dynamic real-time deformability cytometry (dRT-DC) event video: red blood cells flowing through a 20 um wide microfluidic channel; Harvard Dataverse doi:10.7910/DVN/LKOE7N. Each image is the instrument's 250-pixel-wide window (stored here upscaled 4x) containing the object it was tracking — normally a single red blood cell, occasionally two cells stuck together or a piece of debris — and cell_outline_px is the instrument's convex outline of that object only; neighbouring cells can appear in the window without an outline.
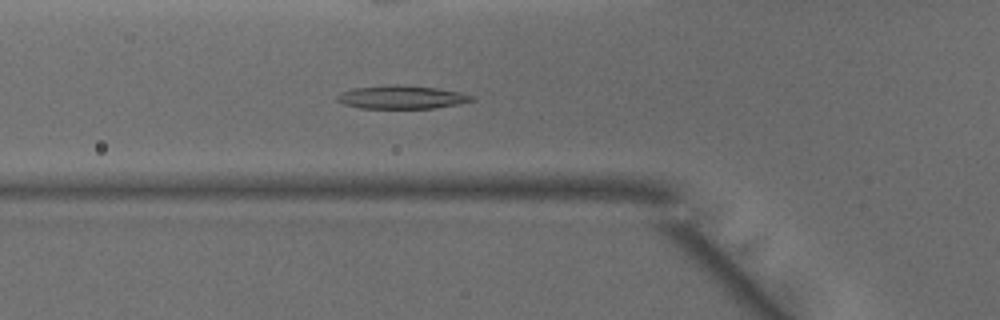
{"species": "common noctule bat (a hibernating species)", "species_latin": "Nyctalus noctula", "temperature_condition": "warm", "stored_images_in_passage": 46, "camera_frame_rate_fps": 3000, "um_per_image_px": 0.085, "animal": {"sex": "male", "body_mass_g": 15.6}, "frame": {"image": 1, "passage_image": 14, "time_ms": 4.333, "image_size_px": [1000, 320], "cell_outline_px": [[476, 100], [456, 104], [432, 108], [360, 108], [344, 104], [336, 100], [336, 96], [340, 92], [352, 88], [396, 84], [436, 88], [464, 92], [476, 96]], "centroid_in_image_um": [34.16, 8.25], "position_along_channel_um": 91.6, "area_um2": 18.38}}
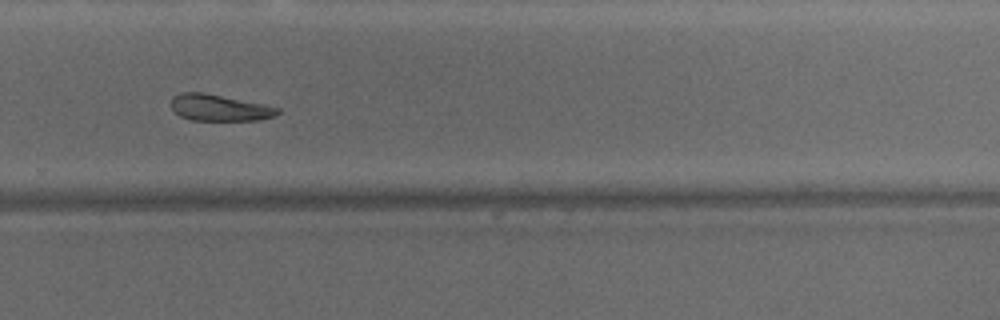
{"frame": {"image": 2, "passage_image": 30, "time_ms": 9.667, "image_size_px": [1000, 320], "cell_outline_px": [[280, 112], [276, 116], [260, 120], [192, 120], [180, 116], [172, 108], [172, 96], [180, 92], [204, 92], [280, 108]], "centroid_in_image_um": [18.64, 9.16], "position_along_channel_um": 311.2, "area_um2": 16.3}}
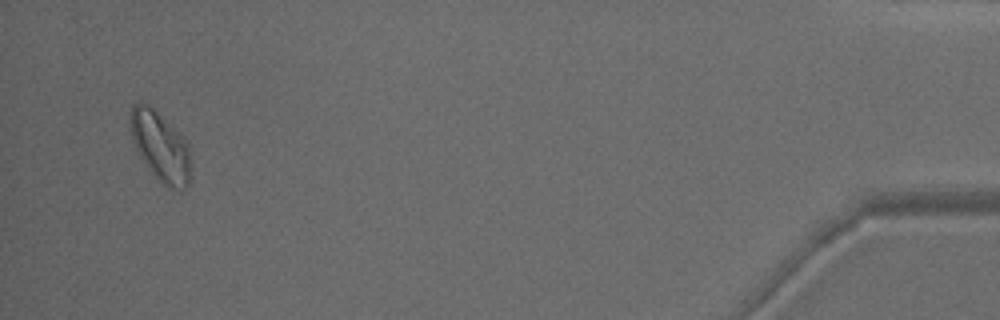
{"frame": {"image": 3, "passage_image": 44, "time_ms": 14.333, "image_size_px": [1000, 320], "cell_outline_px": [[192, 152], [188, 184], [180, 192], [168, 188], [144, 164], [132, 140], [128, 120], [128, 112], [132, 104], [148, 104], [180, 132], [188, 144]], "centroid_in_image_um": [13.63, 12.44], "position_along_channel_um": 421.6, "area_um2": 24.97}, "authors_computed_cell_mechanics": {"area_um2": 19.0451, "velocity_mm_per_s": 4.1125, "shape_relaxation_time_tau1_ms": 8.9228, "shape_relaxation_time_tau2_ms": null, "deformation_change_tau1": 0.2266, "deformation_change_tau2": null}}